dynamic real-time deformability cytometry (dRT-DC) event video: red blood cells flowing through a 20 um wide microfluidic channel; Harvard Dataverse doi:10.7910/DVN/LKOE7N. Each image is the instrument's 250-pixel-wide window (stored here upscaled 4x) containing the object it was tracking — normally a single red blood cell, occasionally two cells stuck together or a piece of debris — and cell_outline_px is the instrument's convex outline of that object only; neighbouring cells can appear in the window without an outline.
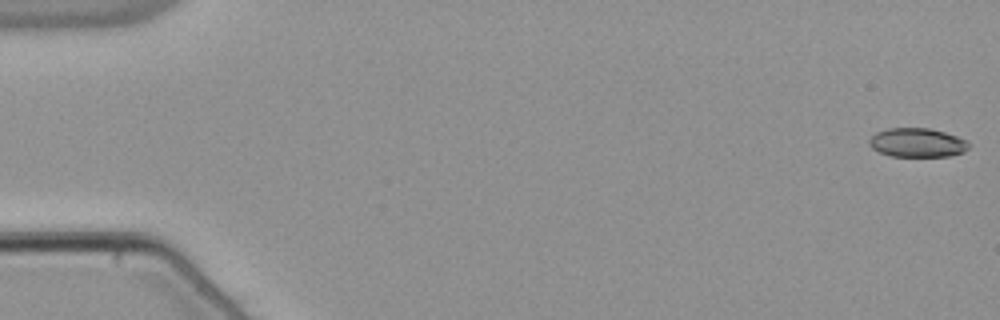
{"species": "common noctule bat (a hibernating species)", "species_latin": "Nyctalus noctula", "temperature_condition": "warm", "stored_images_in_passage": 54, "camera_frame_rate_fps": 3000, "um_per_image_px": 0.085, "animal": {"sex": "male", "body_mass_g": 21.5, "forearm_length_mm": 52.0}, "frame": {"image": 1, "passage_image": 1, "time_ms": 0.0, "image_size_px": [1000, 320], "cell_outline_px": [[968, 148], [964, 152], [948, 156], [892, 156], [880, 152], [872, 148], [868, 144], [868, 140], [876, 132], [888, 128], [928, 128], [944, 132], [968, 140]], "centroid_in_image_um": [77.95, 12.12], "position_along_channel_um": 7.0, "area_um2": 16.76}}
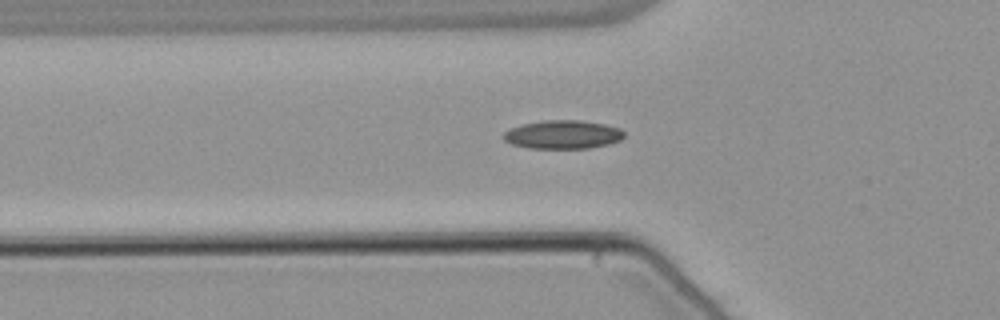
{"frame": {"image": 2, "passage_image": 19, "time_ms": 6.0, "image_size_px": [1000, 320], "cell_outline_px": [[624, 136], [620, 140], [608, 144], [588, 148], [528, 148], [512, 144], [504, 140], [504, 132], [512, 128], [524, 124], [544, 120], [580, 120], [604, 124], [620, 128], [624, 132]], "centroid_in_image_um": [47.86, 11.43], "position_along_channel_um": 77.9, "area_um2": 19.88}}
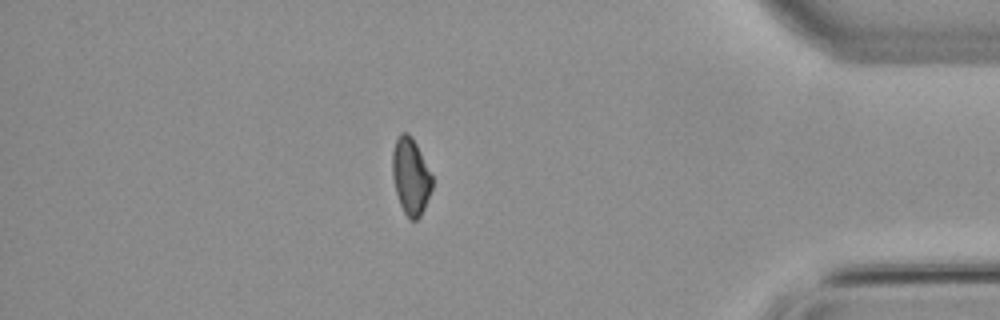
{"frame": {"image": 3, "passage_image": 47, "time_ms": 15.333, "image_size_px": [1000, 320], "cell_outline_px": [[432, 188], [424, 208], [420, 216], [416, 220], [408, 220], [400, 204], [396, 192], [392, 176], [392, 152], [396, 140], [400, 132], [408, 132], [412, 136], [432, 176]], "centroid_in_image_um": [34.89, 14.99], "position_along_channel_um": 400.3, "area_um2": 17.69}, "authors_computed_cell_mechanics": {"area_um2": 18.3804, "velocity_mm_per_s": 3.8518, "shape_relaxation_time_tau1_ms": null, "shape_relaxation_time_tau2_ms": 8.5222, "deformation_change_tau1": null, "deformation_change_tau2": 0.1341}}